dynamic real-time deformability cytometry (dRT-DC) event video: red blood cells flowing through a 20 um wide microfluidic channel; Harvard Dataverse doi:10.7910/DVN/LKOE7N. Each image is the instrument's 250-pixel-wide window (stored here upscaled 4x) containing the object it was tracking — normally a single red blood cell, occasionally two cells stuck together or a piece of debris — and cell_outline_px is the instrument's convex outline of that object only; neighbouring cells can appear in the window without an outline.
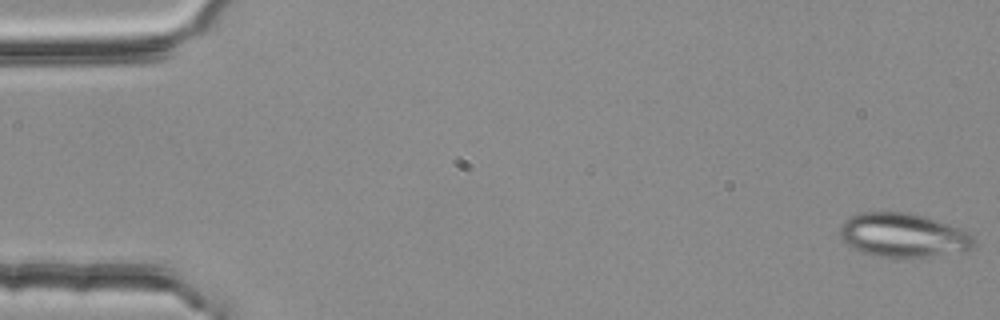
{"species": "common noctule bat (a hibernating species)", "species_latin": "Nyctalus noctula", "temperature_condition": "room temperature", "stored_images_in_passage": 54, "camera_frame_rate_fps": 3000, "um_per_image_px": 0.085, "animal": {"sex": "female", "body_mass_g": 25.1}, "frame": {"image": 1, "passage_image": 1, "time_ms": 0.0, "image_size_px": [1000, 320], "cell_outline_px": [[976, 244], [972, 248], [932, 256], [904, 260], [876, 256], [852, 248], [840, 236], [840, 228], [844, 220], [860, 212], [908, 212], [924, 216], [948, 224], [968, 232], [972, 236]], "centroid_in_image_um": [76.75, 20.01], "position_along_channel_um": 8.3, "area_um2": 34.51}}
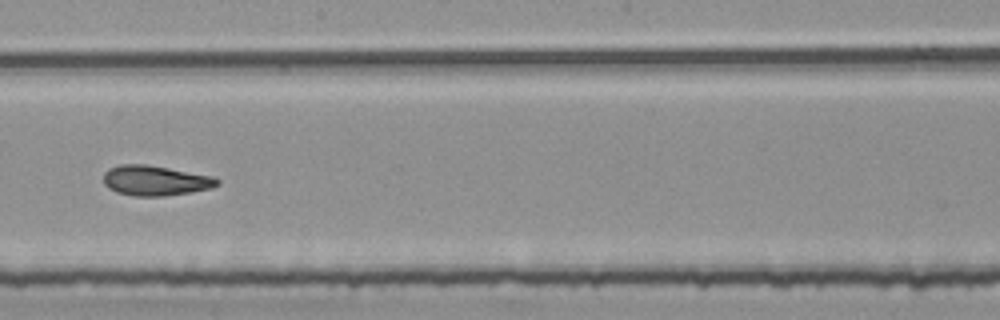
{"frame": {"image": 2, "passage_image": 31, "time_ms": 10.0, "image_size_px": [1000, 320], "cell_outline_px": [[220, 184], [212, 188], [192, 192], [164, 196], [132, 196], [116, 192], [108, 188], [104, 184], [104, 172], [108, 168], [120, 164], [144, 164], [168, 168], [212, 176], [220, 180]], "centroid_in_image_um": [13.19, 15.35], "position_along_channel_um": 235.0, "area_um2": 20.06}}
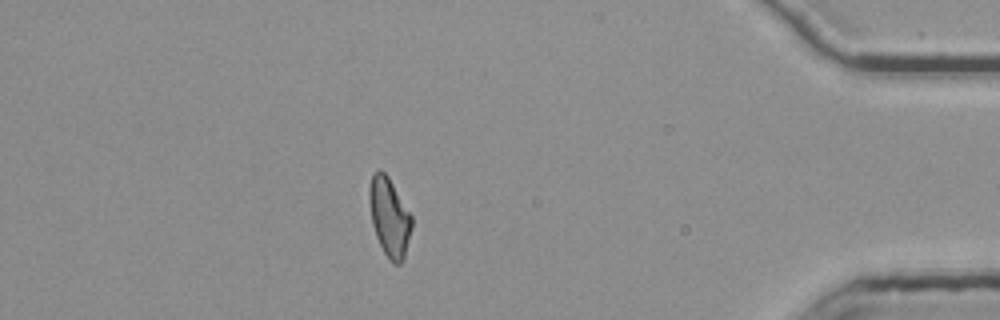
{"frame": {"image": 3, "passage_image": 48, "time_ms": 15.667, "image_size_px": [1000, 320], "cell_outline_px": [[412, 228], [404, 260], [400, 264], [392, 264], [388, 260], [376, 236], [372, 224], [368, 200], [368, 188], [372, 172], [376, 168], [380, 168], [388, 176], [412, 216]], "centroid_in_image_um": [33.08, 18.44], "position_along_channel_um": 402.1, "area_um2": 19.88}, "authors_computed_cell_mechanics": {"area_um2": 20.0277, "velocity_mm_per_s": 3.7647, "shape_relaxation_time_tau1_ms": 7.7206, "shape_relaxation_time_tau2_ms": 3.3852, "deformation_change_tau1": 0.1554, "deformation_change_tau2": 0.1122}}